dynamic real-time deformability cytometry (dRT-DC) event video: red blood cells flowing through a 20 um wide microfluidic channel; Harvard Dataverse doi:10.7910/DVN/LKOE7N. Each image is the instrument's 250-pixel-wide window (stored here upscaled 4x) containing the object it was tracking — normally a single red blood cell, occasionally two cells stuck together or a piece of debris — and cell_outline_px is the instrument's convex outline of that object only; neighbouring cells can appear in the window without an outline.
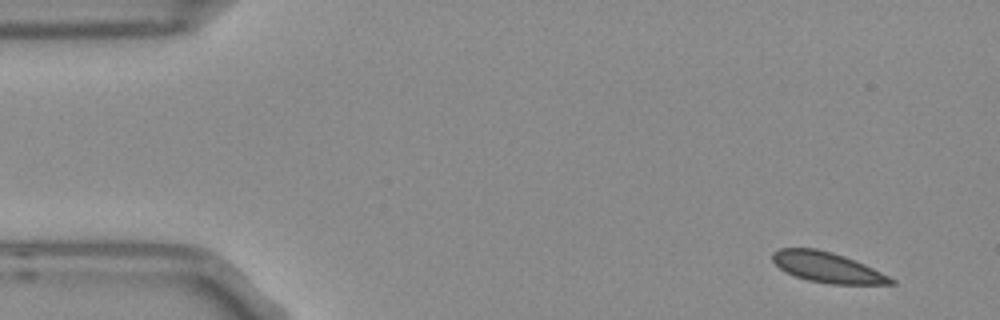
{"species": "Egyptian fruit bat (a non-hibernating species)", "species_latin": "Rousettus aegyptiacus", "temperature_condition": "room temperature", "stored_images_in_passage": 4, "camera_frame_rate_fps": 3000, "um_per_image_px": 0.085, "frame": {"image": 1, "passage_image": 1, "time_ms": 0.0, "image_size_px": [1000, 320], "cell_outline_px": [[896, 284], [828, 284], [808, 280], [784, 272], [772, 260], [772, 252], [780, 248], [816, 248], [832, 252], [844, 256], [864, 264], [896, 280]], "centroid_in_image_um": [70.29, 22.72], "position_along_channel_um": 14.7, "area_um2": 20.87}}
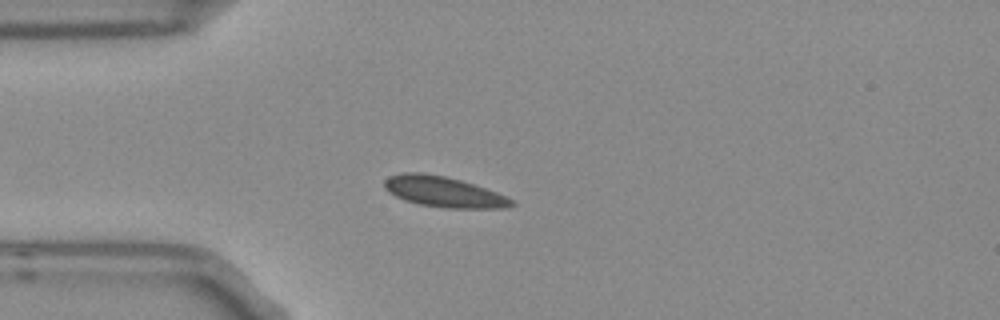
{"frame": {"image": 2, "passage_image": 4, "time_ms": 1.0, "image_size_px": [1000, 320], "cell_outline_px": [[516, 204], [504, 208], [444, 208], [420, 204], [404, 200], [388, 192], [384, 188], [384, 180], [388, 176], [404, 172], [420, 172], [444, 176], [460, 180], [496, 192], [512, 200]], "centroid_in_image_um": [37.65, 16.3], "position_along_channel_um": 47.3, "area_um2": 22.48}}